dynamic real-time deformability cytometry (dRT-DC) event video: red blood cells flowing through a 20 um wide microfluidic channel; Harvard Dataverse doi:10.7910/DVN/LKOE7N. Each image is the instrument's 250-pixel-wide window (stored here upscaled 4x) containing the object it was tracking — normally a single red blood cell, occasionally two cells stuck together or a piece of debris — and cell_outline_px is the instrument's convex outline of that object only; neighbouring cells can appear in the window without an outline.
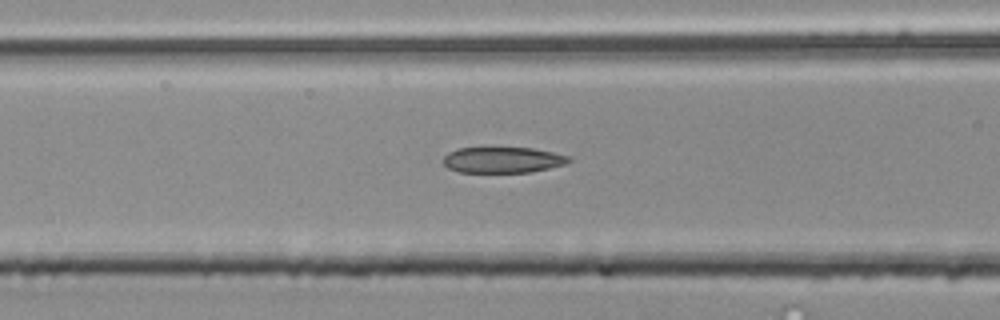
{"species": "common noctule bat (a hibernating species)", "species_latin": "Nyctalus noctula", "temperature_condition": "room temperature", "stored_images_in_passage": 54, "segment_of_instrument_passage": [2, 2], "camera_frame_rate_fps": 3000, "um_per_image_px": 0.085, "animal": {"sex": "male", "body_mass_g": 20.4}, "frame": {"image": 1, "passage_image": 22, "time_ms": 7.0, "image_size_px": [1000, 320], "cell_outline_px": [[572, 160], [564, 164], [532, 172], [460, 172], [448, 168], [444, 164], [444, 156], [448, 152], [460, 148], [532, 148], [572, 156]], "centroid_in_image_um": [42.75, 13.59], "position_along_channel_um": 123.8, "area_um2": 18.84}}
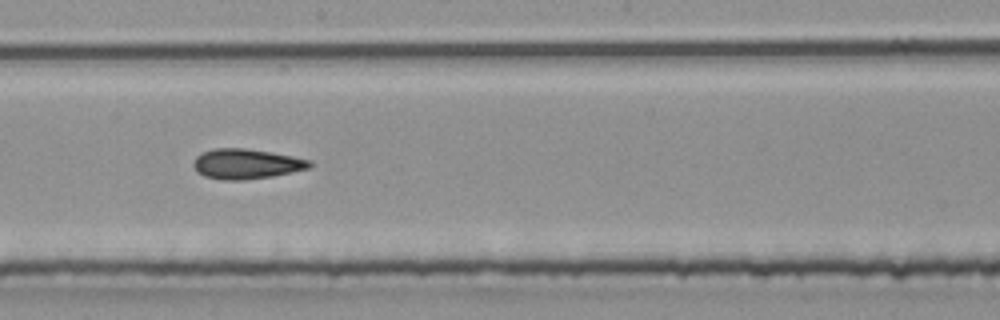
{"frame": {"image": 2, "passage_image": 30, "time_ms": 9.667, "image_size_px": [1000, 320], "cell_outline_px": [[312, 168], [272, 176], [244, 180], [224, 180], [204, 176], [196, 172], [192, 164], [196, 156], [212, 148], [244, 148], [272, 152], [312, 160]], "centroid_in_image_um": [20.94, 13.93], "position_along_channel_um": 227.3, "area_um2": 20.52}}
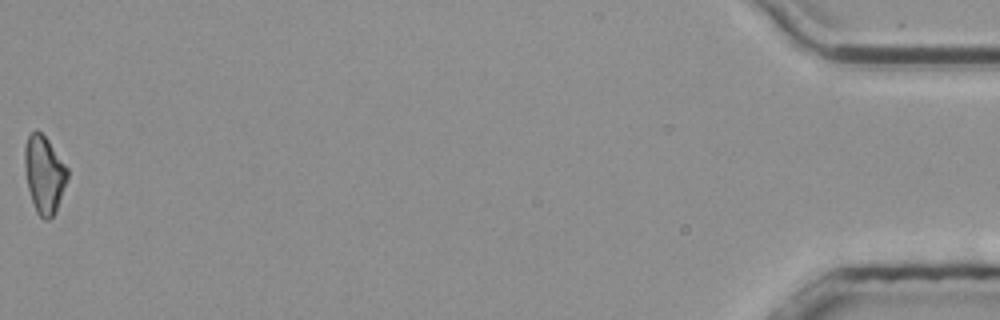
{"frame": {"image": 3, "passage_image": 54, "time_ms": 17.667, "image_size_px": [1000, 320], "cell_outline_px": [[68, 180], [56, 212], [48, 220], [44, 220], [36, 212], [28, 188], [24, 168], [24, 148], [28, 136], [36, 128], [48, 140], [68, 168]], "centroid_in_image_um": [3.76, 14.83], "position_along_channel_um": 431.4, "area_um2": 19.42}}